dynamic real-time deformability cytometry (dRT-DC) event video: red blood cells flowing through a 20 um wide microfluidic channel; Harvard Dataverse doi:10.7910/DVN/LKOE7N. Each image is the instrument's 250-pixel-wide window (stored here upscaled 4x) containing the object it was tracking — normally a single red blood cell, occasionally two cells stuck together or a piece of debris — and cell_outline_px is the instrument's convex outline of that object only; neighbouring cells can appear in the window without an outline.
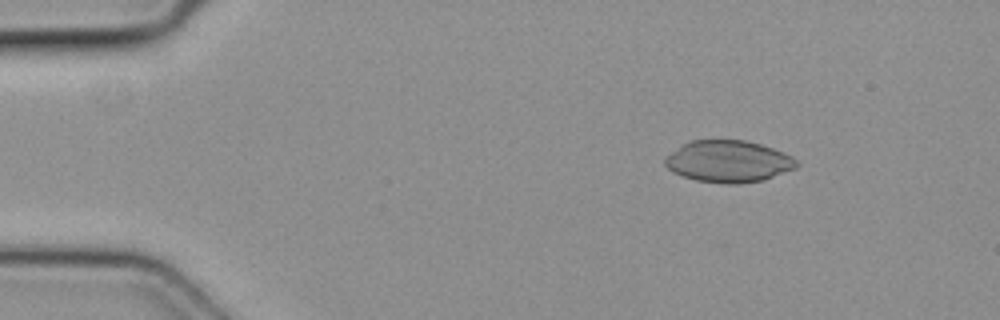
{"species": "common noctule bat (a hibernating species)", "species_latin": "Nyctalus noctula", "temperature_condition": "cold", "stored_images_in_passage": 5, "camera_frame_rate_fps": 3000, "um_per_image_px": 0.085, "animal": {"sex": "female", "body_mass_g": 19.3, "forearm_length_mm": 54.1}, "frame": {"image": 1, "passage_image": 5, "time_ms": 1.333, "image_size_px": [1000, 320], "cell_outline_px": [[800, 164], [796, 168], [764, 180], [740, 184], [724, 184], [696, 180], [672, 172], [664, 164], [664, 160], [672, 152], [688, 140], [744, 140], [760, 144], [784, 152], [792, 156]], "centroid_in_image_um": [61.94, 13.72], "position_along_channel_um": 23.1, "area_um2": 32.14}}